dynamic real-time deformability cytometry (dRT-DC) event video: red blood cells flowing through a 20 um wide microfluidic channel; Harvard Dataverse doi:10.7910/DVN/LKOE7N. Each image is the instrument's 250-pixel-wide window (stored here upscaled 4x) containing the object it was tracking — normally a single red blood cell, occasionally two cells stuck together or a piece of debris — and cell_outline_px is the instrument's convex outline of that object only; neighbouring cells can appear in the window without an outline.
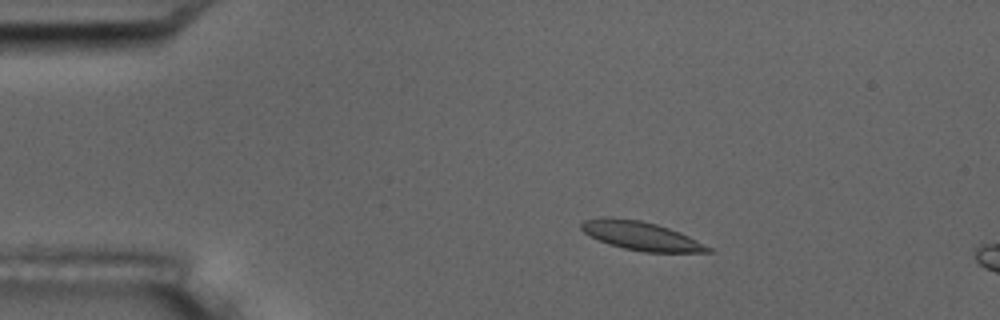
{"species": "common noctule bat (a hibernating species)", "species_latin": "Nyctalus noctula", "temperature_condition": "room temperature", "stored_images_in_passage": 3, "camera_frame_rate_fps": 3000, "um_per_image_px": 0.085, "animal": {"sex": "male", "body_mass_g": 17.5, "forearm_length_mm": 52.3}, "frame": {"image": 1, "passage_image": 1, "time_ms": 0.0, "image_size_px": [1000, 320], "cell_outline_px": [[716, 252], [644, 252], [624, 248], [608, 244], [584, 232], [580, 228], [580, 224], [584, 220], [604, 216], [608, 216], [640, 220], [656, 224], [680, 232], [712, 248]], "centroid_in_image_um": [54.48, 20.04], "position_along_channel_um": 30.5, "area_um2": 21.1}}